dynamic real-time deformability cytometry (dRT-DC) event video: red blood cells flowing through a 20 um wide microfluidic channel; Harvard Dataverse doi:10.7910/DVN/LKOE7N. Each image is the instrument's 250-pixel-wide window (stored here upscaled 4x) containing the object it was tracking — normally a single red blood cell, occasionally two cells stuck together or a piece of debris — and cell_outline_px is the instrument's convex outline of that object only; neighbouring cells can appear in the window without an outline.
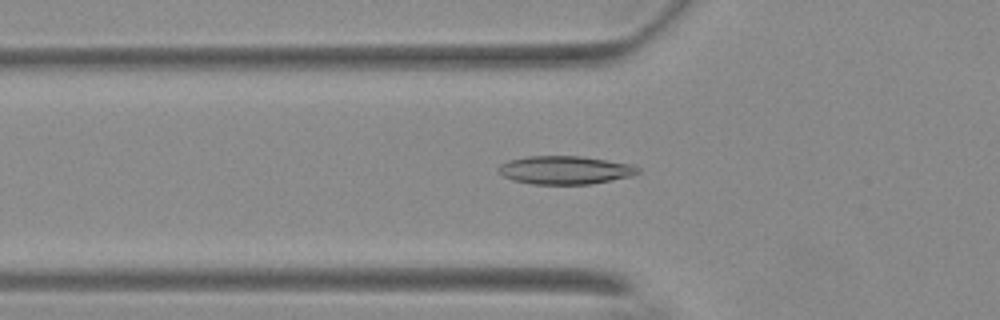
{"species": "Egyptian fruit bat (a non-hibernating species)", "species_latin": "Rousettus aegyptiacus", "temperature_condition": "warm", "stored_images_in_passage": 38, "camera_frame_rate_fps": 3000, "um_per_image_px": 0.085, "animal": {"sex": "female"}, "frame": {"image": 1, "passage_image": 2, "time_ms": 0.333, "image_size_px": [1000, 320], "cell_outline_px": [[640, 172], [632, 176], [592, 184], [532, 184], [512, 180], [504, 176], [500, 172], [500, 164], [508, 160], [528, 156], [580, 156], [632, 164], [640, 168]], "centroid_in_image_um": [48.06, 14.45], "position_along_channel_um": 77.7, "area_um2": 22.95}}
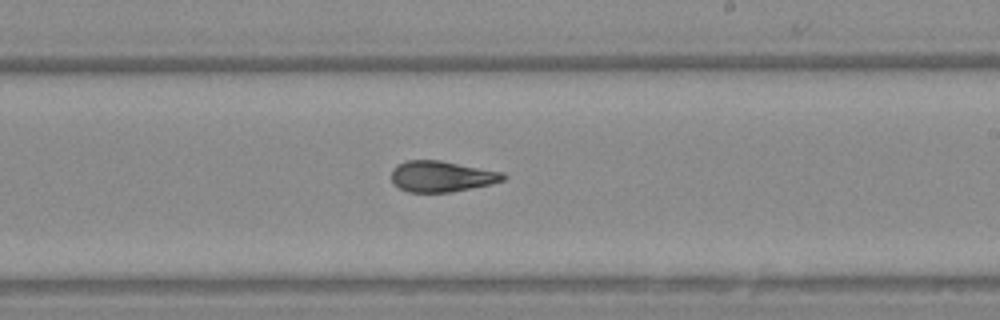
{"frame": {"image": 2, "passage_image": 16, "time_ms": 5.0, "image_size_px": [1000, 320], "cell_outline_px": [[508, 176], [504, 180], [492, 184], [452, 192], [408, 192], [400, 188], [392, 180], [392, 168], [396, 164], [404, 160], [440, 160], [504, 172]], "centroid_in_image_um": [37.56, 14.98], "position_along_channel_um": 251.4, "area_um2": 20.35}}
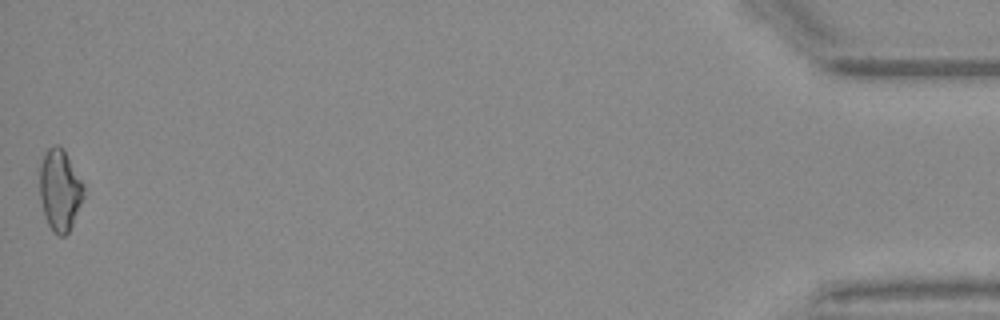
{"frame": {"image": 3, "passage_image": 38, "time_ms": 12.333, "image_size_px": [1000, 320], "cell_outline_px": [[84, 196], [72, 224], [68, 232], [64, 236], [60, 236], [48, 224], [44, 216], [40, 200], [40, 168], [44, 152], [48, 148], [56, 144], [60, 144], [64, 148], [84, 184]], "centroid_in_image_um": [5.09, 16.1], "position_along_channel_um": 430.1, "area_um2": 20.92}, "authors_computed_cell_mechanics": {"area_um2": 20.3745, "velocity_mm_per_s": 3.7146, "shape_relaxation_time_tau1_ms": null, "shape_relaxation_time_tau2_ms": 3.3724, "deformation_change_tau1": null, "deformation_change_tau2": 0.0968}}